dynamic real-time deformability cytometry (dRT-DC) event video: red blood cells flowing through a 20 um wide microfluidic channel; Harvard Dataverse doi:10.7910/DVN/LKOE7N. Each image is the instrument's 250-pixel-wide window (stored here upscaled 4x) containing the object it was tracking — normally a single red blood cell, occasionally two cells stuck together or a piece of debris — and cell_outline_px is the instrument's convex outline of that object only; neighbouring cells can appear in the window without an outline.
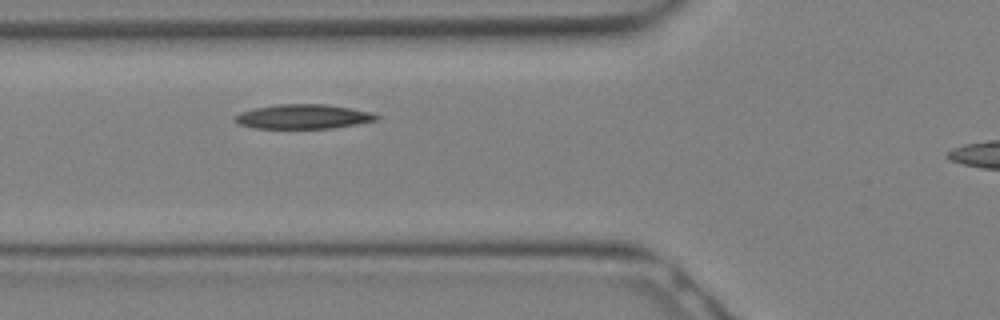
{"species": "Egyptian fruit bat (a non-hibernating species)", "species_latin": "Rousettus aegyptiacus", "temperature_condition": "warm", "stored_images_in_passage": 2, "camera_frame_rate_fps": 3000, "um_per_image_px": 0.085, "animal": {"sex": "female"}, "frame": {"image": 1, "passage_image": 2, "time_ms": 0.333, "image_size_px": [1000, 320], "cell_outline_px": [[380, 116], [376, 120], [356, 124], [332, 128], [252, 128], [240, 124], [232, 120], [232, 116], [240, 112], [256, 108], [280, 104], [328, 104], [352, 108], [372, 112]], "centroid_in_image_um": [25.76, 9.91], "position_along_channel_um": 100.0, "area_um2": 20.23}}